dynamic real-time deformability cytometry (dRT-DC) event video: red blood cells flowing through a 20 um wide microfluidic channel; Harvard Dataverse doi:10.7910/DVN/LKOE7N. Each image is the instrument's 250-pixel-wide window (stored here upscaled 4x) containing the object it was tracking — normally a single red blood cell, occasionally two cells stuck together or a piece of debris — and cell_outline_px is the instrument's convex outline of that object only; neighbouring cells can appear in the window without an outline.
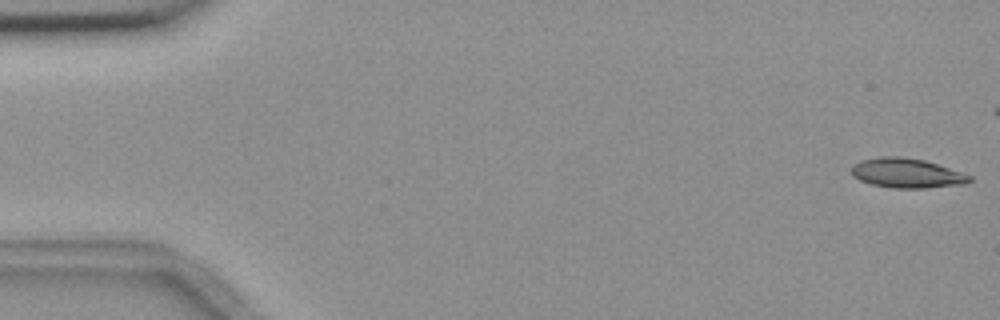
{"species": "common noctule bat (a hibernating species)", "species_latin": "Nyctalus noctula", "temperature_condition": "room temperature", "stored_images_in_passage": 5, "segment_of_instrument_passage": [2, 2], "camera_frame_rate_fps": 3000, "um_per_image_px": 0.085, "animal": {"sex": "female", "body_mass_g": 18.4}, "frame": {"image": 1, "passage_image": 5, "time_ms": 6.333, "image_size_px": [1000, 320], "cell_outline_px": [[972, 180], [968, 184], [924, 188], [892, 188], [872, 184], [860, 180], [852, 176], [852, 164], [860, 160], [880, 156], [900, 156], [924, 160], [972, 176]], "centroid_in_image_um": [77.06, 14.72], "position_along_channel_um": 7.9, "area_um2": 20.4}}